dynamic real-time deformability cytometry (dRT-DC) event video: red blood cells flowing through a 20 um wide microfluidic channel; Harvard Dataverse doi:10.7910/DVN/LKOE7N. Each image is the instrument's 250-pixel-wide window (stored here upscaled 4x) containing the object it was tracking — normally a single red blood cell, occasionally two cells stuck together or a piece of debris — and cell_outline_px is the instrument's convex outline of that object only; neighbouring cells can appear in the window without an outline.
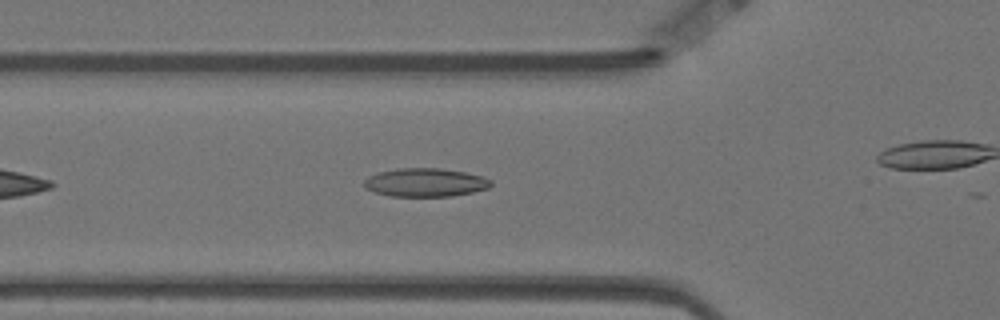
{"species": "Egyptian fruit bat (a non-hibernating species)", "species_latin": "Rousettus aegyptiacus", "temperature_condition": "warm", "stored_images_in_passage": 34, "camera_frame_rate_fps": 3000, "um_per_image_px": 0.085, "animal": {"sex": "female"}, "frame": {"image": 1, "passage_image": 8, "time_ms": 2.333, "image_size_px": [1000, 320], "cell_outline_px": [[492, 184], [488, 188], [472, 192], [452, 196], [392, 196], [376, 192], [364, 188], [364, 180], [368, 176], [380, 172], [396, 168], [440, 168], [464, 172], [480, 176], [492, 180]], "centroid_in_image_um": [36.14, 15.5], "position_along_channel_um": 89.7, "area_um2": 20.92}}
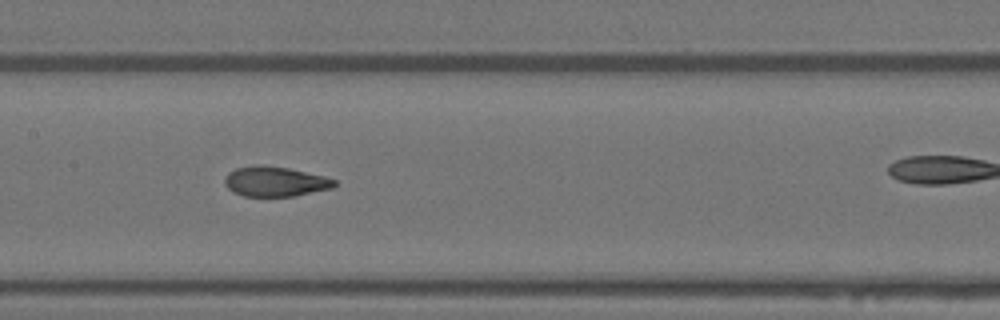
{"frame": {"image": 2, "passage_image": 16, "time_ms": 5.0, "image_size_px": [1000, 320], "cell_outline_px": [[336, 184], [332, 188], [296, 196], [244, 196], [232, 192], [224, 184], [224, 180], [228, 172], [236, 168], [252, 164], [260, 164], [288, 168], [324, 176], [336, 180]], "centroid_in_image_um": [23.35, 15.42], "position_along_channel_um": 184.0, "area_um2": 19.31}}
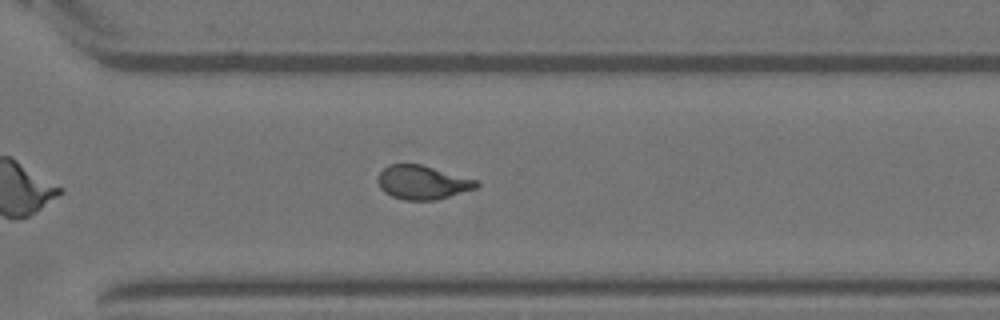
{"frame": {"image": 3, "passage_image": 29, "time_ms": 9.333, "image_size_px": [1000, 320], "cell_outline_px": [[480, 184], [476, 188], [436, 200], [404, 200], [392, 196], [384, 192], [380, 188], [376, 180], [380, 172], [388, 164], [420, 164], [480, 180]], "centroid_in_image_um": [35.91, 15.5], "position_along_channel_um": 334.7, "area_um2": 19.59}}